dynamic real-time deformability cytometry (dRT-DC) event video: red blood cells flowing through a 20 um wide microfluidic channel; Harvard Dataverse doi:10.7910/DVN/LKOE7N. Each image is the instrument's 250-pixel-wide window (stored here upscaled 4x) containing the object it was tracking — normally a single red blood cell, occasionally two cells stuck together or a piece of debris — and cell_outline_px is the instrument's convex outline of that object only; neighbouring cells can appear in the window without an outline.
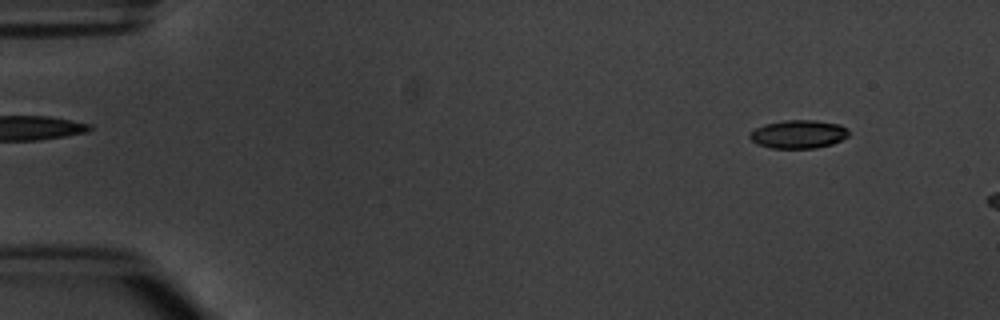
{"species": "common noctule bat (a hibernating species)", "species_latin": "Nyctalus noctula", "temperature_condition": "warm", "stored_images_in_passage": 3, "camera_frame_rate_fps": 3000, "um_per_image_px": 0.085, "animal": {"sex": "male", "body_mass_g": 20.1, "forearm_length_mm": 53.5}, "frame": {"image": 1, "passage_image": 1, "time_ms": 0.0, "image_size_px": [1000, 320], "cell_outline_px": [[848, 136], [832, 144], [816, 148], [772, 148], [756, 144], [748, 136], [756, 128], [764, 124], [784, 120], [816, 120], [840, 124], [848, 128]], "centroid_in_image_um": [67.88, 11.4], "position_along_channel_um": 17.1, "area_um2": 16.36}}